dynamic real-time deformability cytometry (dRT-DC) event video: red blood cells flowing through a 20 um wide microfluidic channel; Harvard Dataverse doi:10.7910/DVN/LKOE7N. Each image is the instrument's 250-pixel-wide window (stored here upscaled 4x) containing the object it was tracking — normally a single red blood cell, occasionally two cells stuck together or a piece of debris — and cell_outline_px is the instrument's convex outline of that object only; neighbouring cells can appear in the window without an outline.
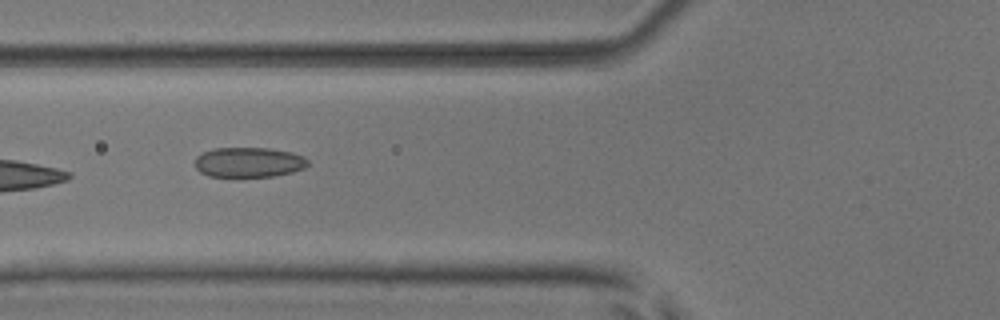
{"species": "common noctule bat (a hibernating species)", "species_latin": "Nyctalus noctula", "temperature_condition": "room temperature", "stored_images_in_passage": 7, "camera_frame_rate_fps": 3000, "um_per_image_px": 0.085, "animal": {"sex": "male", "body_mass_g": 17.9, "forearm_length_mm": 54.2}, "frame": {"image": 1, "passage_image": 6, "time_ms": 6.667, "image_size_px": [1000, 320], "cell_outline_px": [[308, 164], [304, 168], [292, 172], [276, 176], [208, 176], [200, 172], [196, 168], [196, 156], [212, 148], [268, 148], [292, 152], [304, 156], [308, 160]], "centroid_in_image_um": [21.16, 13.78], "position_along_channel_um": 104.6, "area_um2": 19.71}}
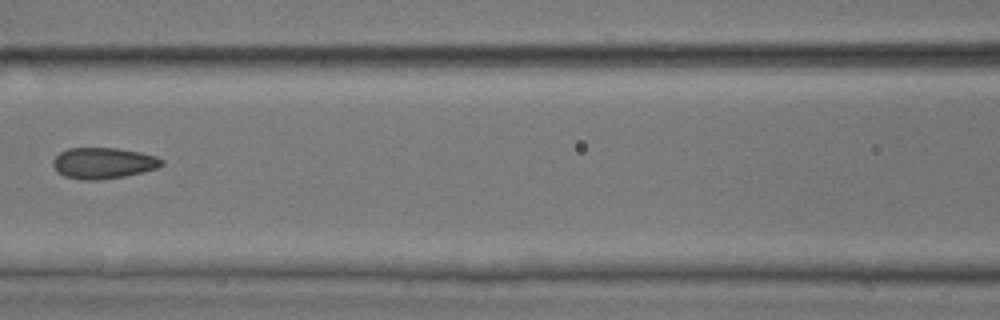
{"frame": {"image": 2, "passage_image": 7, "time_ms": 8.0, "image_size_px": [1000, 320], "cell_outline_px": [[164, 164], [156, 168], [124, 176], [100, 180], [80, 180], [64, 176], [52, 164], [52, 160], [60, 152], [68, 148], [116, 148], [140, 152], [156, 156], [164, 160]], "centroid_in_image_um": [8.78, 13.86], "position_along_channel_um": 157.8, "area_um2": 19.59}}